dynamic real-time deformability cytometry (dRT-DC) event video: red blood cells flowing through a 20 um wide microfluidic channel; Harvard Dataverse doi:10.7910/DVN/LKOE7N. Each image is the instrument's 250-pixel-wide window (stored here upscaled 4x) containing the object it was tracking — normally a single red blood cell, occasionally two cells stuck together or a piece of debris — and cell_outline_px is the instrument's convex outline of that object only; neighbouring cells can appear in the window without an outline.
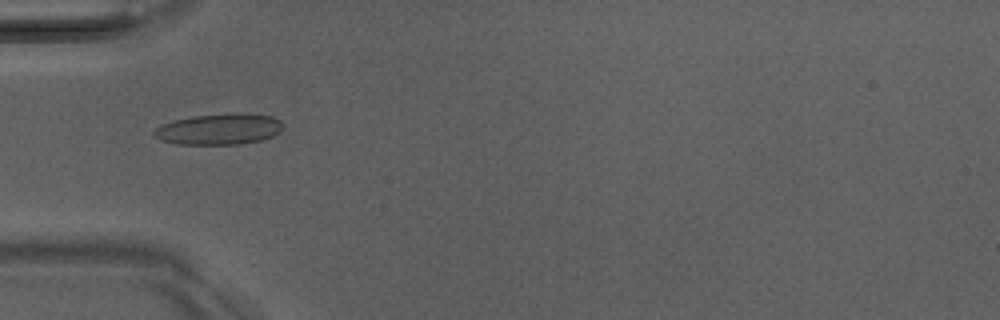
{"species": "Egyptian fruit bat (a non-hibernating species)", "species_latin": "Rousettus aegyptiacus", "temperature_condition": "room temperature", "stored_images_in_passage": 36, "camera_frame_rate_fps": 3000, "um_per_image_px": 0.085, "animal": {"sex": "male"}, "frame": {"image": 1, "passage_image": 2, "time_ms": 0.333, "image_size_px": [1000, 320], "cell_outline_px": [[280, 132], [272, 136], [260, 140], [240, 144], [176, 144], [160, 140], [152, 132], [160, 124], [192, 116], [232, 112], [236, 112], [272, 116], [280, 120]], "centroid_in_image_um": [18.6, 10.97], "position_along_channel_um": 66.4, "area_um2": 23.29}}
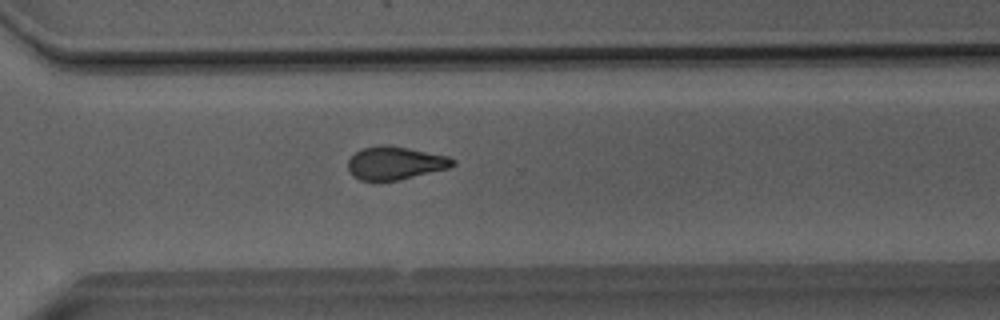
{"frame": {"image": 2, "passage_image": 22, "time_ms": 7.0, "image_size_px": [1000, 320], "cell_outline_px": [[456, 164], [448, 168], [400, 180], [360, 180], [352, 176], [348, 172], [348, 160], [356, 152], [364, 148], [380, 144], [384, 144], [408, 148], [448, 156], [456, 160]], "centroid_in_image_um": [33.58, 13.86], "position_along_channel_um": 337.0, "area_um2": 20.17}}
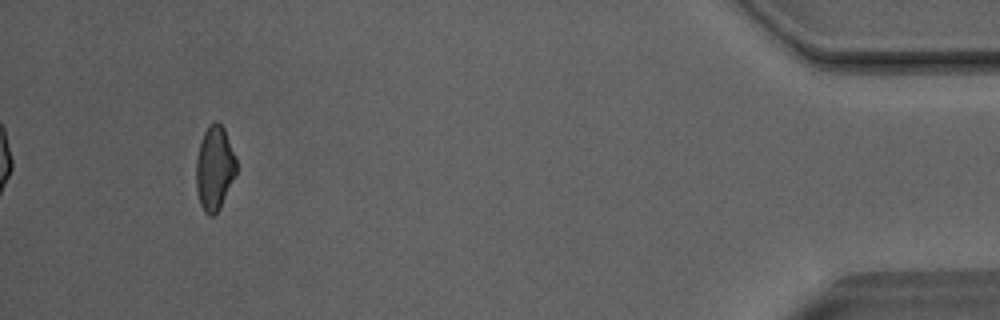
{"frame": {"image": 3, "passage_image": 33, "time_ms": 10.667, "image_size_px": [1000, 320], "cell_outline_px": [[236, 172], [220, 208], [212, 216], [208, 216], [204, 212], [200, 204], [196, 188], [196, 160], [200, 144], [204, 132], [216, 120], [224, 128], [236, 160]], "centroid_in_image_um": [18.22, 14.32], "position_along_channel_um": 417.0, "area_um2": 19.36}, "authors_computed_cell_mechanics": {"area_um2": 20.6346, "velocity_mm_per_s": 4.0816, "shape_relaxation_time_tau1_ms": null, "shape_relaxation_time_tau2_ms": 3.0675, "deformation_change_tau1": null, "deformation_change_tau2": 0.1133}}